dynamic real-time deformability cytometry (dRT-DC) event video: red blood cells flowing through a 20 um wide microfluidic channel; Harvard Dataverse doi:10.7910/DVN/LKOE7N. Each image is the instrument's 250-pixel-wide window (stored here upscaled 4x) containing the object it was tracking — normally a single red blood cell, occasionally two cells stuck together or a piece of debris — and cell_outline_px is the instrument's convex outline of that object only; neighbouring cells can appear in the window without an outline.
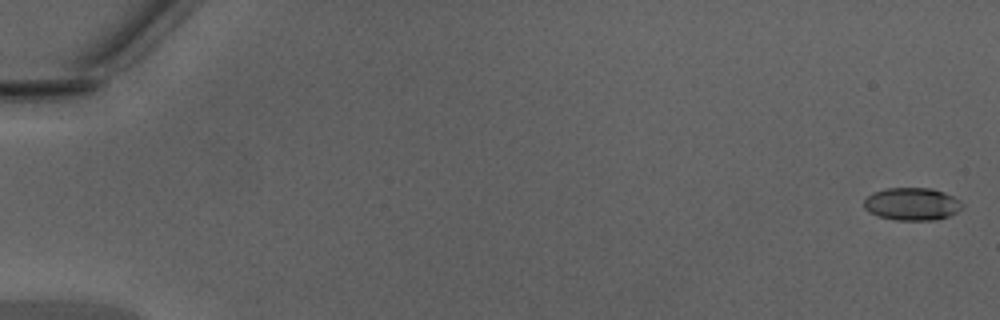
{"species": "Egyptian fruit bat (a non-hibernating species)", "species_latin": "Rousettus aegyptiacus", "temperature_condition": "warm", "stored_images_in_passage": 15, "camera_frame_rate_fps": 3000, "um_per_image_px": 0.085, "animal": {"sex": "male"}, "frame": {"image": 1, "passage_image": 1, "time_ms": 0.0, "image_size_px": [1000, 320], "cell_outline_px": [[964, 208], [948, 216], [936, 220], [896, 220], [876, 216], [868, 212], [864, 208], [864, 200], [868, 196], [876, 192], [888, 188], [932, 188], [944, 192], [960, 200], [964, 204]], "centroid_in_image_um": [77.54, 17.35], "position_along_channel_um": 7.5, "area_um2": 18.79}}